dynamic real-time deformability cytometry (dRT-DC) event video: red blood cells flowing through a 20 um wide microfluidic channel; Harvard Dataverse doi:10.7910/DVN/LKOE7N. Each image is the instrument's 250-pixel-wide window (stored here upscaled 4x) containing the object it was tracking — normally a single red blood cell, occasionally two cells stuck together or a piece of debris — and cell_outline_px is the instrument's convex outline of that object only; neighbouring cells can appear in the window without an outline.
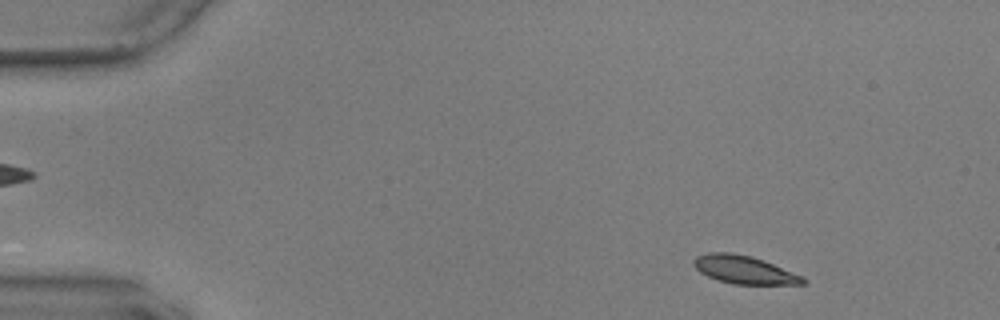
{"species": "common noctule bat (a hibernating species)", "species_latin": "Nyctalus noctula", "temperature_condition": "warm", "stored_images_in_passage": 53, "camera_frame_rate_fps": 3000, "um_per_image_px": 0.085, "animal": {"sex": "male", "body_mass_g": 17.9, "forearm_length_mm": 54.2}, "frame": {"image": 1, "passage_image": 4, "time_ms": 1.0, "image_size_px": [1000, 320], "cell_outline_px": [[808, 280], [804, 284], [732, 284], [716, 280], [700, 272], [692, 264], [692, 260], [696, 256], [708, 252], [732, 252], [752, 256], [764, 260], [804, 276]], "centroid_in_image_um": [63.25, 22.92], "position_along_channel_um": 21.7, "area_um2": 18.15}}
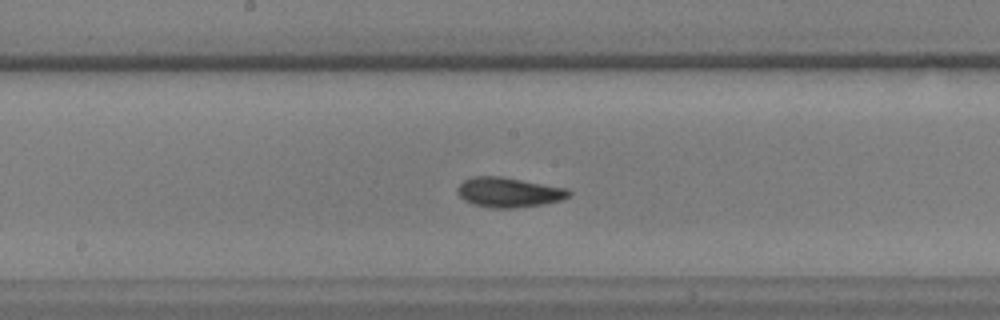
{"frame": {"image": 2, "passage_image": 27, "time_ms": 8.667, "image_size_px": [1000, 320], "cell_outline_px": [[572, 192], [568, 196], [560, 200], [544, 204], [516, 208], [488, 208], [472, 204], [464, 200], [460, 196], [456, 188], [464, 180], [472, 176], [500, 176], [568, 188]], "centroid_in_image_um": [43.23, 16.35], "position_along_channel_um": 205.0, "area_um2": 19.48}}
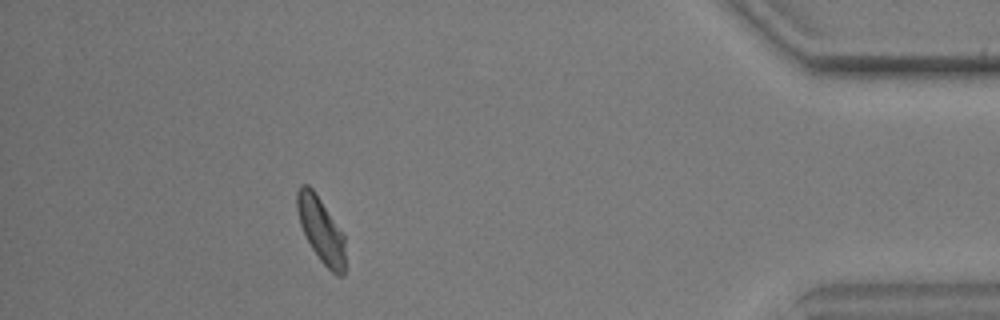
{"frame": {"image": 3, "passage_image": 48, "time_ms": 15.667, "image_size_px": [1000, 320], "cell_outline_px": [[344, 276], [336, 276], [320, 260], [312, 248], [300, 224], [296, 208], [296, 192], [300, 184], [308, 184], [312, 188], [344, 236]], "centroid_in_image_um": [27.25, 19.53], "position_along_channel_um": 407.9, "area_um2": 17.86}, "authors_computed_cell_mechanics": {"area_um2": 18.3804, "velocity_mm_per_s": 3.5755, "shape_relaxation_time_tau1_ms": 4.0312, "shape_relaxation_time_tau2_ms": 1.5353, "deformation_change_tau1": 0.1172, "deformation_change_tau2": 0.0721}}